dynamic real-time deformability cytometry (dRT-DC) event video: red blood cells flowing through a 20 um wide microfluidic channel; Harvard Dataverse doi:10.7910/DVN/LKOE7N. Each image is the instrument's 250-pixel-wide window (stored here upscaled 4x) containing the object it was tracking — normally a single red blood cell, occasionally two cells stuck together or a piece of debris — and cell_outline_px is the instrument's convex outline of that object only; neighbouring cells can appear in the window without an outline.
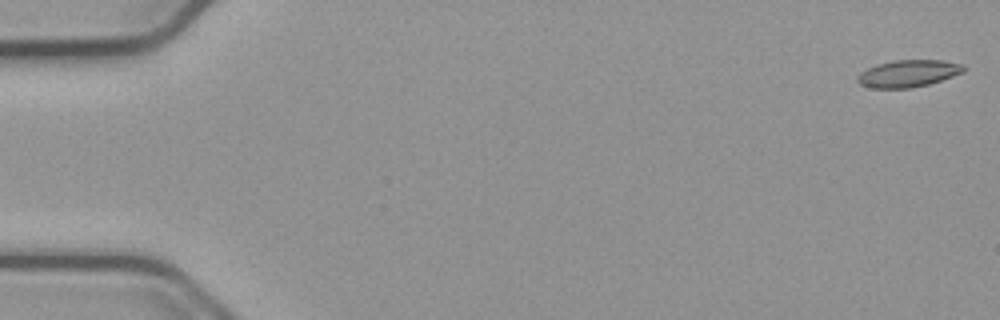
{"species": "common noctule bat (a hibernating species)", "species_latin": "Nyctalus noctula", "temperature_condition": "cold", "stored_images_in_passage": 55, "camera_frame_rate_fps": 3000, "um_per_image_px": 0.085, "animal": {"sex": "male", "body_mass_g": 23.1, "forearm_length_mm": 52.7}, "frame": {"image": 1, "passage_image": 1, "time_ms": 0.0, "image_size_px": [1000, 320], "cell_outline_px": [[964, 72], [928, 84], [908, 88], [872, 88], [860, 84], [856, 80], [856, 76], [860, 72], [876, 64], [896, 60], [940, 60], [964, 64]], "centroid_in_image_um": [77.17, 6.24], "position_along_channel_um": 7.8, "area_um2": 16.65}}
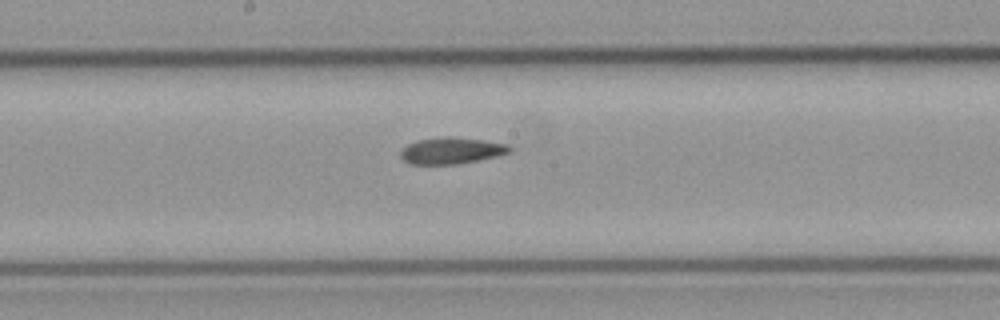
{"frame": {"image": 2, "passage_image": 29, "time_ms": 9.333, "image_size_px": [1000, 320], "cell_outline_px": [[512, 152], [500, 156], [456, 164], [412, 164], [404, 160], [400, 156], [400, 152], [408, 144], [416, 140], [444, 136], [452, 136], [484, 140], [508, 144], [512, 148]], "centroid_in_image_um": [38.42, 12.79], "position_along_channel_um": 209.8, "area_um2": 16.99}}
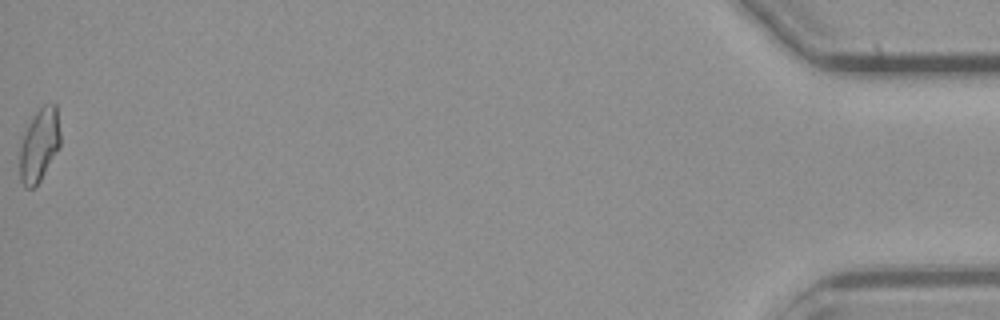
{"frame": {"image": 3, "passage_image": 55, "time_ms": 18.0, "image_size_px": [1000, 320], "cell_outline_px": [[60, 144], [56, 152], [40, 180], [32, 188], [24, 188], [20, 180], [20, 148], [24, 136], [32, 116], [44, 104], [56, 104], [60, 132]], "centroid_in_image_um": [3.34, 12.32], "position_along_channel_um": 431.9, "area_um2": 16.94}, "authors_computed_cell_mechanics": {"area_um2": 16.9932, "velocity_mm_per_s": 3.7712, "shape_relaxation_time_tau1_ms": 9.5233, "shape_relaxation_time_tau2_ms": 3.5168, "deformation_change_tau1": 0.1734, "deformation_change_tau2": 0.1111}}